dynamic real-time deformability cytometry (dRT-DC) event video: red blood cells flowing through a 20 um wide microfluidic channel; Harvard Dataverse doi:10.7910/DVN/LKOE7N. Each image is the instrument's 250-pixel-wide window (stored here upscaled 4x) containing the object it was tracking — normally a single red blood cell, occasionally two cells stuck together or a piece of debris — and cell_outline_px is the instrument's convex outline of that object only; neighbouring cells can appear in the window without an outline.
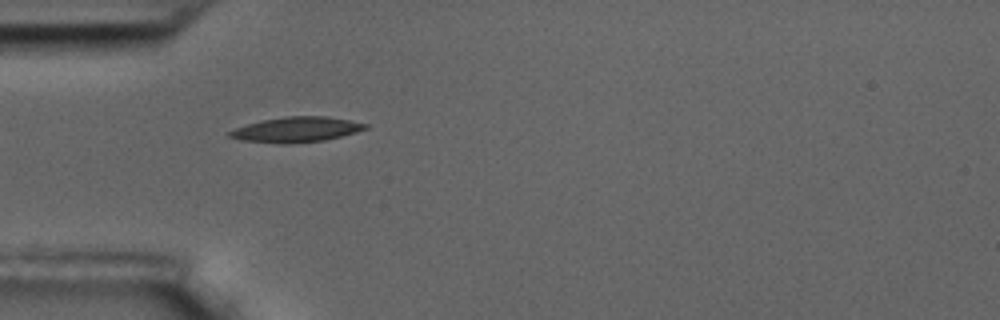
{"species": "common noctule bat (a hibernating species)", "species_latin": "Nyctalus noctula", "temperature_condition": "room temperature", "stored_images_in_passage": 2, "camera_frame_rate_fps": 3000, "um_per_image_px": 0.085, "animal": {"sex": "male", "body_mass_g": 17.5, "forearm_length_mm": 52.3}, "frame": {"image": 1, "passage_image": 1, "time_ms": 0.0, "image_size_px": [1000, 320], "cell_outline_px": [[368, 128], [356, 132], [324, 140], [288, 144], [244, 140], [228, 136], [228, 132], [236, 128], [260, 120], [284, 116], [324, 116], [348, 120], [368, 124]], "centroid_in_image_um": [25.2, 11.0], "position_along_channel_um": 59.8, "area_um2": 19.65}}